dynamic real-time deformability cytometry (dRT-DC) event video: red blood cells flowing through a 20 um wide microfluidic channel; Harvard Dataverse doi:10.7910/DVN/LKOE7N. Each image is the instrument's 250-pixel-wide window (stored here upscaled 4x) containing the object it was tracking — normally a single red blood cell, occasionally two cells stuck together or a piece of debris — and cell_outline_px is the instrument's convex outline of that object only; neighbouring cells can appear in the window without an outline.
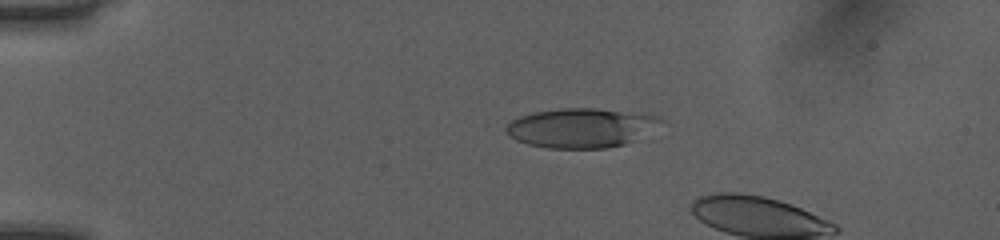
{"species": "human", "species_latin": "Homo sapiens", "temperature_condition": "room temperature", "stored_images_in_passage": 15, "camera_frame_rate_fps": 3000, "um_per_image_px": 0.085, "donor": {"sex": "female"}, "frame": {"image": 1, "passage_image": 11, "time_ms": 3.333, "image_size_px": [1000, 240], "cell_outline_px": [[664, 120], [632, 140], [624, 144], [608, 148], [548, 148], [528, 144], [516, 140], [508, 136], [504, 132], [504, 128], [512, 120], [520, 116], [536, 112], [556, 108], [596, 108], [644, 112], [660, 116]], "centroid_in_image_um": [49.35, 10.85], "position_along_channel_um": 35.7, "area_um2": 35.55}}